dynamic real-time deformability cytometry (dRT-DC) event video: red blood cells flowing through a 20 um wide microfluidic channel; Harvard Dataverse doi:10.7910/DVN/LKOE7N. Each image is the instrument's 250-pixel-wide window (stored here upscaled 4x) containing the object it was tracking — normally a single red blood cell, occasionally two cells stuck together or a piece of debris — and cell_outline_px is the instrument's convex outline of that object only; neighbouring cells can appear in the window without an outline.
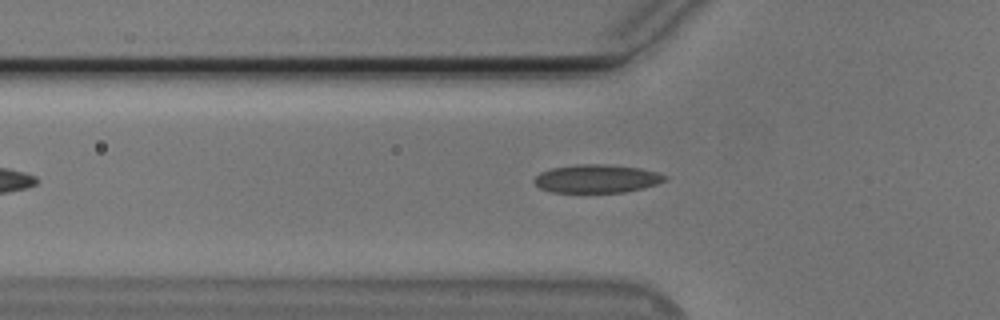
{"species": "Egyptian fruit bat (a non-hibernating species)", "species_latin": "Rousettus aegyptiacus", "temperature_condition": "cold", "stored_images_in_passage": 39, "camera_frame_rate_fps": 3000, "um_per_image_px": 0.085, "animal": {"sex": "male"}, "frame": {"image": 1, "passage_image": 8, "time_ms": 2.333, "image_size_px": [1000, 320], "cell_outline_px": [[668, 180], [644, 188], [624, 192], [552, 192], [540, 188], [532, 180], [540, 172], [552, 168], [580, 164], [604, 164], [640, 168], [656, 172], [668, 176]], "centroid_in_image_um": [50.74, 15.19], "position_along_channel_um": 75.1, "area_um2": 21.5}}
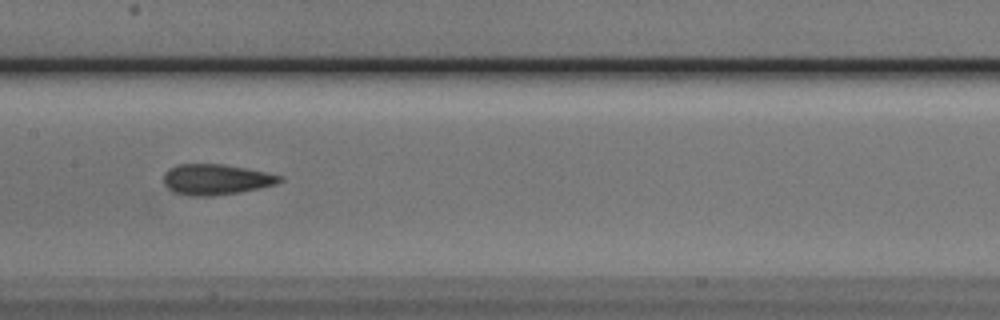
{"frame": {"image": 2, "passage_image": 17, "time_ms": 5.333, "image_size_px": [1000, 320], "cell_outline_px": [[284, 180], [276, 184], [260, 188], [240, 192], [212, 196], [188, 196], [172, 192], [164, 184], [164, 172], [168, 168], [180, 164], [224, 164], [284, 176]], "centroid_in_image_um": [18.34, 15.26], "position_along_channel_um": 189.1, "area_um2": 20.87}}
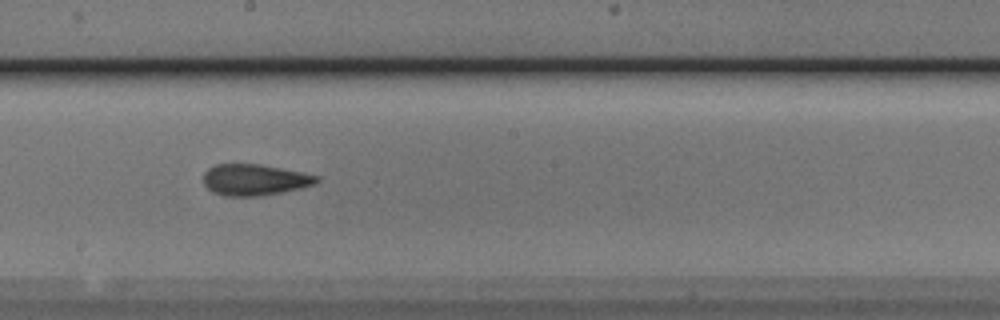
{"frame": {"image": 3, "passage_image": 20, "time_ms": 6.333, "image_size_px": [1000, 320], "cell_outline_px": [[320, 180], [316, 184], [300, 188], [260, 196], [224, 196], [212, 192], [204, 184], [204, 172], [208, 168], [216, 164], [256, 164], [300, 172], [320, 176]], "centroid_in_image_um": [21.62, 15.29], "position_along_channel_um": 226.6, "area_um2": 20.46}}